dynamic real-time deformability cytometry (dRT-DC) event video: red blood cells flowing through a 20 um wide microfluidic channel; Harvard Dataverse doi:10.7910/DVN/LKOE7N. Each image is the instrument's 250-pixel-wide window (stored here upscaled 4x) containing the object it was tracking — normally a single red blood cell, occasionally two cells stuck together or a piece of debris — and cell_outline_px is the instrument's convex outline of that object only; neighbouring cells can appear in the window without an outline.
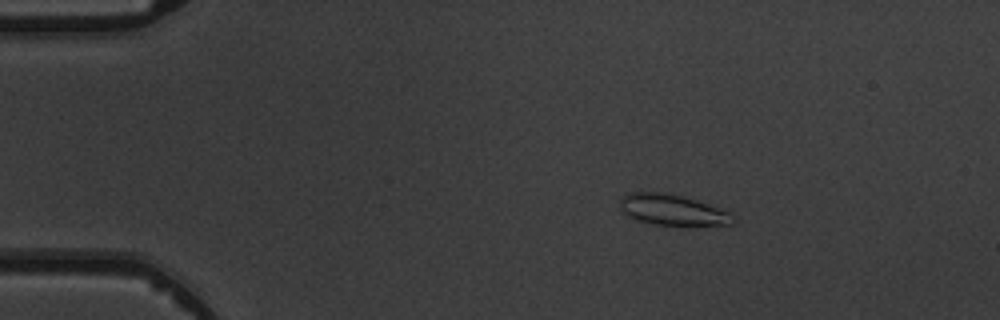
{"species": "common noctule bat (a hibernating species)", "species_latin": "Nyctalus noctula", "temperature_condition": "warm", "stored_images_in_passage": 5, "camera_frame_rate_fps": 3000, "um_per_image_px": 0.085, "animal": {"sex": "male", "body_mass_g": 19.5, "forearm_length_mm": 54.6}, "frame": {"image": 1, "passage_image": 3, "time_ms": 2.333, "image_size_px": [1000, 320], "cell_outline_px": [[732, 224], [688, 228], [680, 228], [656, 224], [636, 220], [628, 216], [620, 208], [620, 196], [628, 192], [664, 192], [696, 200], [720, 208], [728, 212], [732, 216]], "centroid_in_image_um": [57.15, 17.88], "position_along_channel_um": 27.9, "area_um2": 20.98}}